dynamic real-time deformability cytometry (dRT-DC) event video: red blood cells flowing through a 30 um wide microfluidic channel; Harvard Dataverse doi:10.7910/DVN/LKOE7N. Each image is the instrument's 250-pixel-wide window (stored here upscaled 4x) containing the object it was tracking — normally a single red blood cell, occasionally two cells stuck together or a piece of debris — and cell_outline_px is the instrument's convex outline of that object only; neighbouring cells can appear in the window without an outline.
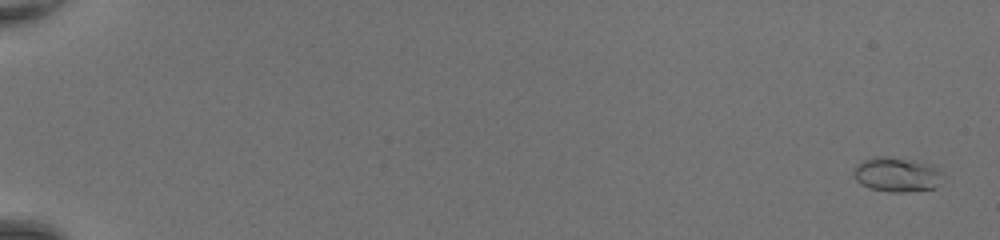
{"species": "common noctule bat (a hibernating species)", "species_latin": "Nyctalus noctula", "temperature_condition": "room temperature", "stored_images_in_passage": 50, "camera_frame_rate_fps": 3000, "um_per_image_px": 0.085, "animal": {"sex": "female", "body_mass_g": 20.0, "forearm_length_mm": 54.0}, "frame": {"image": 1, "passage_image": 2, "time_ms": 0.333, "image_size_px": [1000, 240], "cell_outline_px": [[944, 176], [936, 188], [904, 192], [892, 192], [868, 188], [860, 184], [852, 176], [852, 168], [856, 164], [872, 156], [884, 156], [932, 164], [944, 172]], "centroid_in_image_um": [76.21, 14.84], "position_along_channel_um": 8.8, "area_um2": 18.32}}
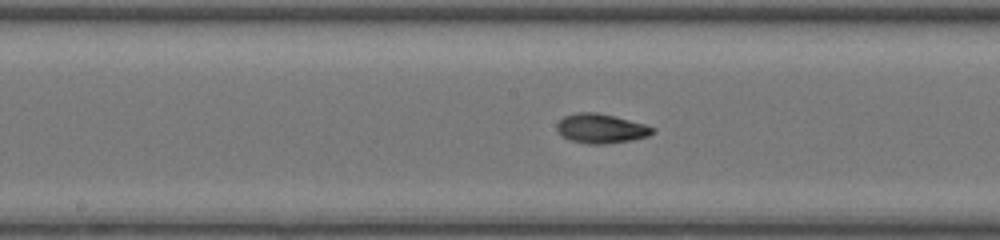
{"frame": {"image": 2, "passage_image": 29, "time_ms": 9.333, "image_size_px": [1000, 240], "cell_outline_px": [[656, 132], [648, 136], [632, 140], [604, 144], [588, 144], [568, 140], [556, 128], [556, 124], [564, 116], [576, 112], [596, 112], [644, 124], [656, 128]], "centroid_in_image_um": [51.09, 10.93], "position_along_channel_um": 197.1, "area_um2": 16.36}}
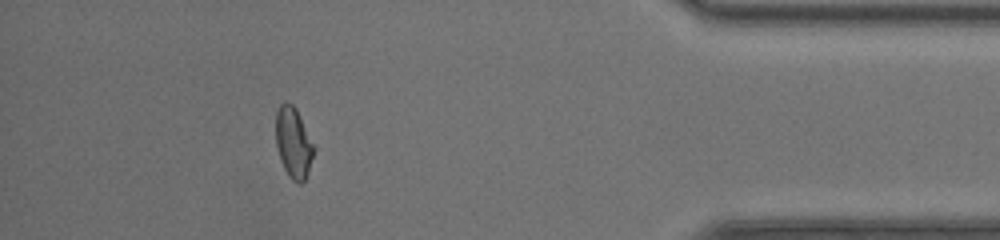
{"frame": {"image": 3, "passage_image": 46, "time_ms": 15.0, "image_size_px": [1000, 240], "cell_outline_px": [[316, 148], [308, 172], [304, 180], [300, 184], [296, 184], [288, 176], [280, 160], [276, 144], [276, 112], [280, 104], [288, 100], [296, 108]], "centroid_in_image_um": [24.95, 12.13], "position_along_channel_um": 410.3, "area_um2": 15.9}, "authors_computed_cell_mechanics": {"area_um2": 15.8372, "velocity_mm_per_s": 4.4307, "shape_relaxation_time_tau1_ms": 5.4056, "shape_relaxation_time_tau2_ms": 1.6019, "deformation_change_tau1": 0.174, "deformation_change_tau2": 0.0633}}